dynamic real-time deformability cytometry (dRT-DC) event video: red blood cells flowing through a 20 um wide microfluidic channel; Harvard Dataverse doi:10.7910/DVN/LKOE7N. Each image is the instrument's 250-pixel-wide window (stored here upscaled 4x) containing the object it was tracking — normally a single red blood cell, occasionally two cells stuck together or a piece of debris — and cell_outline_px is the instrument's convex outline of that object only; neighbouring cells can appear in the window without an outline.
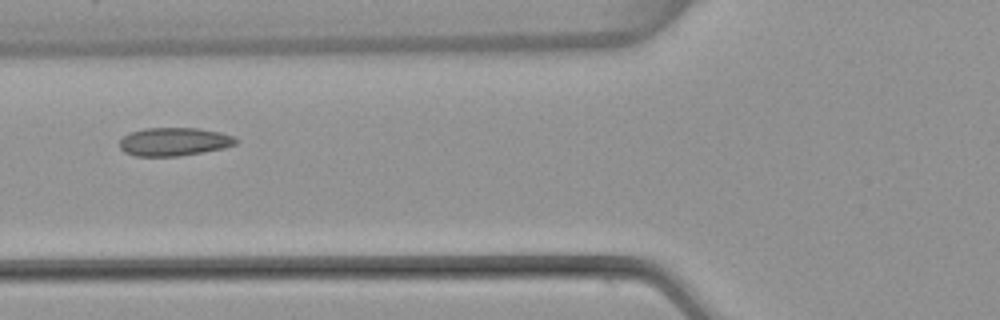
{"species": "common noctule bat (a hibernating species)", "species_latin": "Nyctalus noctula", "temperature_condition": "warm", "stored_images_in_passage": 6, "camera_frame_rate_fps": 3000, "um_per_image_px": 0.085, "animal": {"sex": "female", "body_mass_g": 22.7, "forearm_length_mm": 54.2}, "frame": {"image": 1, "passage_image": 6, "time_ms": 1.667, "image_size_px": [1000, 320], "cell_outline_px": [[236, 144], [224, 148], [180, 156], [136, 156], [124, 152], [120, 148], [120, 140], [128, 132], [144, 128], [196, 128], [220, 132], [236, 136]], "centroid_in_image_um": [14.78, 12.04], "position_along_channel_um": 111.0, "area_um2": 19.25}}